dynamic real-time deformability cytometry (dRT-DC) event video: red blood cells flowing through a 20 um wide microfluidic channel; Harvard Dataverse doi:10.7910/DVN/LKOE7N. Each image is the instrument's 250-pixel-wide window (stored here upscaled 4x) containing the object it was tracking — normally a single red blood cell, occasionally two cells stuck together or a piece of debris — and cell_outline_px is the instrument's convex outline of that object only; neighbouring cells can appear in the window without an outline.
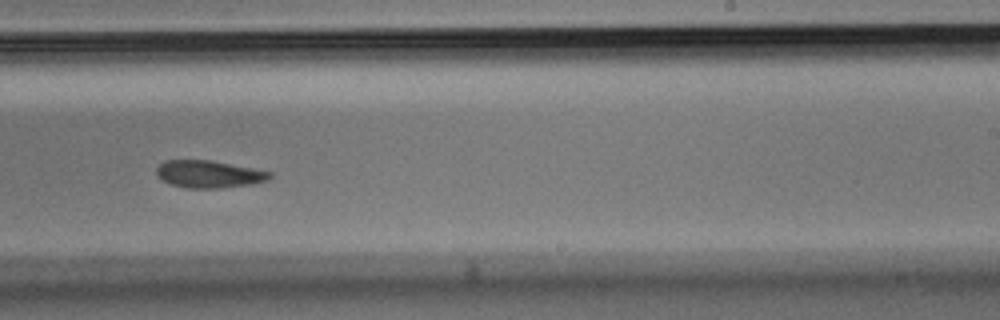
{"species": "Egyptian fruit bat (a non-hibernating species)", "species_latin": "Rousettus aegyptiacus", "temperature_condition": "room temperature", "stored_images_in_passage": 37, "camera_frame_rate_fps": 3000, "um_per_image_px": 0.085, "animal": {"sex": "male"}, "frame": {"image": 1, "passage_image": 22, "time_ms": 7.0, "image_size_px": [1000, 320], "cell_outline_px": [[272, 176], [268, 180], [252, 184], [220, 188], [188, 188], [172, 184], [156, 176], [156, 168], [164, 160], [212, 160], [272, 172]], "centroid_in_image_um": [17.76, 14.79], "position_along_channel_um": 271.2, "area_um2": 18.03}}
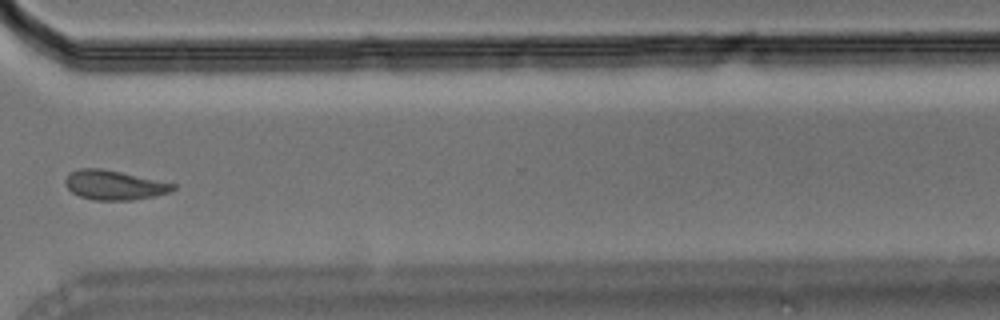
{"frame": {"image": 2, "passage_image": 27, "time_ms": 8.667, "image_size_px": [1000, 320], "cell_outline_px": [[176, 188], [168, 192], [152, 196], [132, 200], [92, 200], [80, 196], [72, 192], [64, 184], [64, 180], [68, 172], [80, 168], [100, 168], [120, 172], [176, 184]], "centroid_in_image_um": [9.64, 15.72], "position_along_channel_um": 361.0, "area_um2": 18.38}}